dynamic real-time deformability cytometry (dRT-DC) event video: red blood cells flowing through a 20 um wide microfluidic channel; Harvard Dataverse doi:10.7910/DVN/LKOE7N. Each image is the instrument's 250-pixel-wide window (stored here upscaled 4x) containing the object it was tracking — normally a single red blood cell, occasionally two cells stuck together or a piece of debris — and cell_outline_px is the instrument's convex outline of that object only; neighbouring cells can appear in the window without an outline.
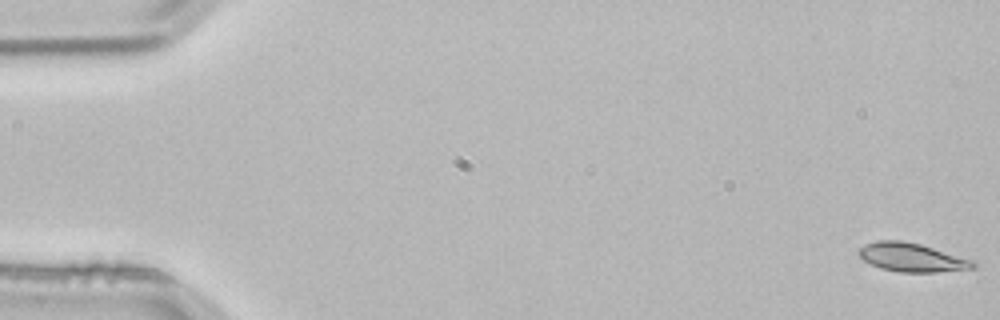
{"species": "common noctule bat (a hibernating species)", "species_latin": "Nyctalus noctula", "temperature_condition": "room temperature", "stored_images_in_passage": 4, "camera_frame_rate_fps": 3000, "um_per_image_px": 0.085, "animal": {"sex": "male", "body_mass_g": 21.5, "forearm_length_mm": 52.0}, "frame": {"image": 1, "passage_image": 1, "time_ms": 0.0, "image_size_px": [1000, 320], "cell_outline_px": [[976, 268], [936, 272], [900, 272], [880, 268], [864, 260], [860, 256], [860, 248], [864, 244], [876, 240], [900, 240], [920, 244], [976, 260]], "centroid_in_image_um": [77.56, 21.88], "position_along_channel_um": 7.4, "area_um2": 19.13}}
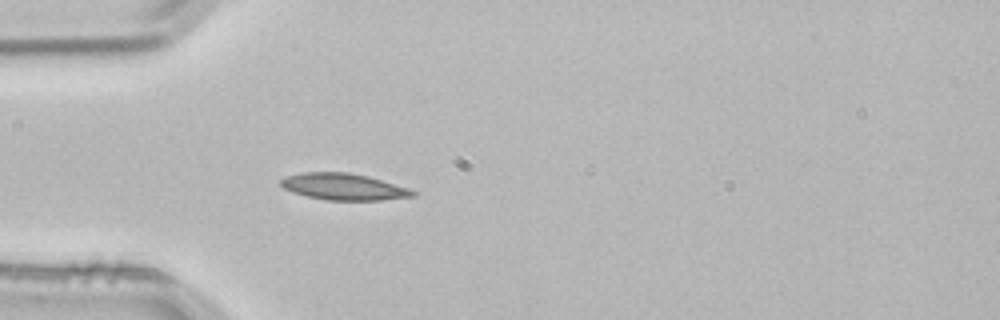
{"frame": {"image": 2, "passage_image": 4, "time_ms": 1.0, "image_size_px": [1000, 320], "cell_outline_px": [[416, 196], [380, 200], [328, 200], [308, 196], [292, 192], [284, 188], [280, 184], [280, 180], [288, 176], [300, 172], [348, 172], [368, 176], [408, 188], [416, 192]], "centroid_in_image_um": [29.2, 15.87], "position_along_channel_um": 55.8, "area_um2": 20.29}}